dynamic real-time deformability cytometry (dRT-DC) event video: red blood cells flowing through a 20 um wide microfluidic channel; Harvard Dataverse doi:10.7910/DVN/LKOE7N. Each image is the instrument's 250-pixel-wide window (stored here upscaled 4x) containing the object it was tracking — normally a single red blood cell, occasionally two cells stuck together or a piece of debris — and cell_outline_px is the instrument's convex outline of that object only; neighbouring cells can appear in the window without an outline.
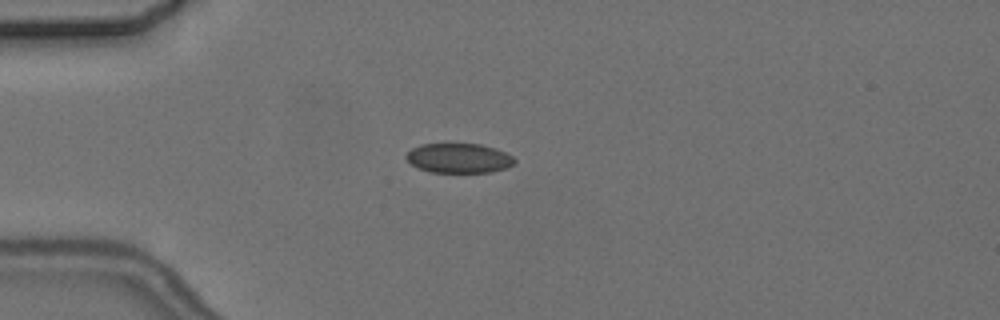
{"species": "common noctule bat (a hibernating species)", "species_latin": "Nyctalus noctula", "temperature_condition": "cold", "stored_images_in_passage": 5, "camera_frame_rate_fps": 3000, "um_per_image_px": 0.085, "animal": {"sex": "female", "body_mass_g": 24.6, "forearm_length_mm": 56.2}, "frame": {"image": 1, "passage_image": 3, "time_ms": 2.667, "image_size_px": [1000, 320], "cell_outline_px": [[516, 160], [512, 164], [504, 168], [492, 172], [432, 172], [420, 168], [412, 164], [404, 156], [412, 148], [420, 144], [480, 144], [496, 148], [512, 156]], "centroid_in_image_um": [39.0, 13.43], "position_along_channel_um": 46.0, "area_um2": 18.5}}